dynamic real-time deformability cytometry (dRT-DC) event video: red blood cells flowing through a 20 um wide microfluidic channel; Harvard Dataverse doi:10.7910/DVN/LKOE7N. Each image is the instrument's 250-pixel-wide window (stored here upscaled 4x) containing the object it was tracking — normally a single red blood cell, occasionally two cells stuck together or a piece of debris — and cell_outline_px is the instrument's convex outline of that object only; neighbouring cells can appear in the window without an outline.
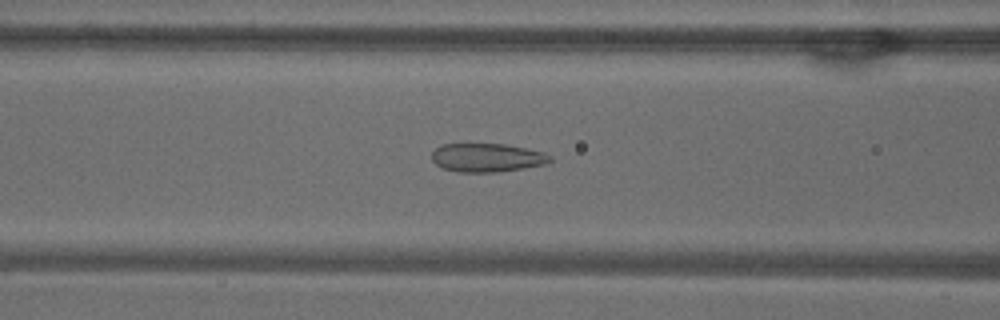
{"species": "common noctule bat (a hibernating species)", "species_latin": "Nyctalus noctula", "temperature_condition": "warm", "stored_images_in_passage": 36, "camera_frame_rate_fps": 3000, "um_per_image_px": 0.085, "animal": {"sex": "male", "body_mass_g": 18.8}, "frame": {"image": 1, "passage_image": 8, "time_ms": 2.333, "image_size_px": [1000, 320], "cell_outline_px": [[552, 160], [544, 164], [524, 168], [500, 172], [456, 172], [444, 168], [436, 164], [432, 160], [432, 152], [440, 144], [504, 144], [544, 152], [552, 156]], "centroid_in_image_um": [41.39, 13.4], "position_along_channel_um": 125.2, "area_um2": 19.71}}
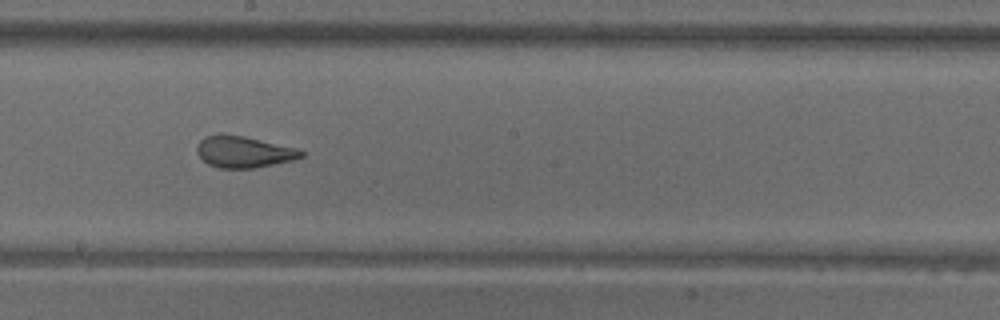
{"frame": {"image": 2, "passage_image": 16, "time_ms": 5.0, "image_size_px": [1000, 320], "cell_outline_px": [[304, 156], [292, 160], [256, 168], [220, 168], [208, 164], [196, 152], [196, 148], [200, 140], [208, 136], [244, 136], [296, 148], [304, 152]], "centroid_in_image_um": [20.74, 12.94], "position_along_channel_um": 227.5, "area_um2": 18.61}}
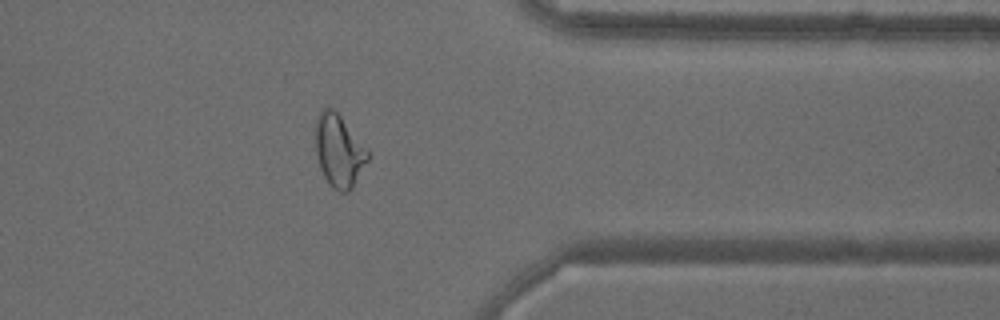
{"frame": {"image": 3, "passage_image": 29, "time_ms": 9.333, "image_size_px": [1000, 320], "cell_outline_px": [[368, 160], [352, 188], [348, 192], [340, 192], [332, 188], [328, 184], [320, 168], [316, 152], [316, 116], [324, 108], [332, 108], [340, 116], [368, 148]], "centroid_in_image_um": [28.81, 12.84], "position_along_channel_um": 382.6, "area_um2": 21.96}, "authors_computed_cell_mechanics": {"area_um2": 20.3167, "velocity_mm_per_s": 3.8321, "shape_relaxation_time_tau1_ms": null, "shape_relaxation_time_tau2_ms": 0.9974, "deformation_change_tau1": null, "deformation_change_tau2": 0.0971}}